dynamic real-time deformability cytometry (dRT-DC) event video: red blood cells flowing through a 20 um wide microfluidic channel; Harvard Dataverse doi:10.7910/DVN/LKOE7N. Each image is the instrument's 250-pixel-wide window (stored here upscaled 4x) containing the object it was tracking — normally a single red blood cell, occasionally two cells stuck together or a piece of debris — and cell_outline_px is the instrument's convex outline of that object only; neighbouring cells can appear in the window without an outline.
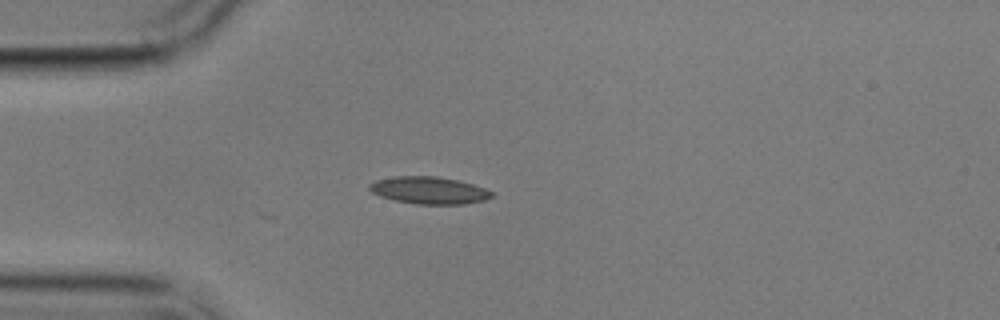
{"species": "common noctule bat (a hibernating species)", "species_latin": "Nyctalus noctula", "temperature_condition": "cold", "stored_images_in_passage": 7, "camera_frame_rate_fps": 3000, "um_per_image_px": 0.085, "animal": {"sex": "male", "body_mass_g": 17.9}, "frame": {"image": 1, "passage_image": 4, "time_ms": 3.667, "image_size_px": [1000, 320], "cell_outline_px": [[492, 196], [484, 200], [464, 204], [416, 204], [396, 200], [380, 196], [372, 192], [368, 188], [368, 184], [376, 180], [396, 176], [436, 176], [456, 180], [472, 184], [484, 188], [492, 192]], "centroid_in_image_um": [36.44, 16.17], "position_along_channel_um": 48.6, "area_um2": 19.19}}
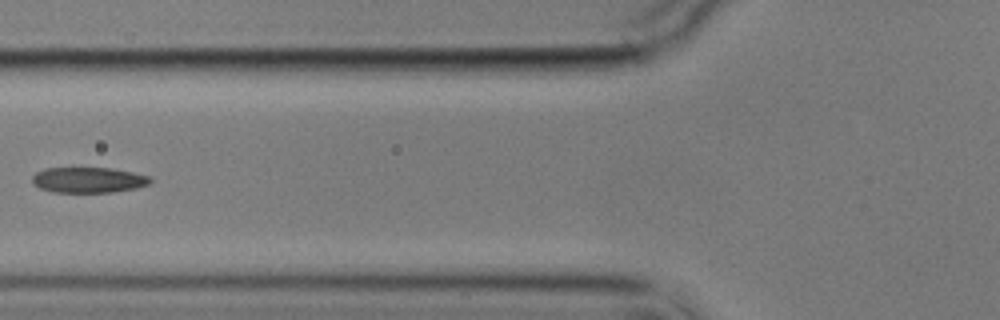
{"frame": {"image": 2, "passage_image": 6, "time_ms": 6.0, "image_size_px": [1000, 320], "cell_outline_px": [[152, 180], [148, 184], [136, 188], [112, 192], [52, 192], [40, 188], [32, 184], [32, 176], [36, 172], [44, 168], [112, 168], [132, 172], [148, 176]], "centroid_in_image_um": [7.47, 15.29], "position_along_channel_um": 118.3, "area_um2": 17.57}}
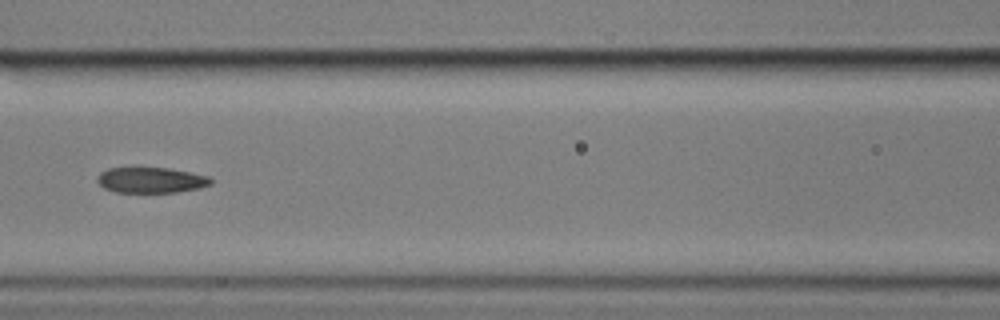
{"frame": {"image": 3, "passage_image": 7, "time_ms": 7.0, "image_size_px": [1000, 320], "cell_outline_px": [[212, 184], [200, 188], [176, 192], [116, 192], [104, 188], [96, 180], [96, 176], [100, 172], [108, 168], [128, 164], [136, 164], [168, 168], [212, 176]], "centroid_in_image_um": [12.79, 15.24], "position_along_channel_um": 153.8, "area_um2": 18.03}}